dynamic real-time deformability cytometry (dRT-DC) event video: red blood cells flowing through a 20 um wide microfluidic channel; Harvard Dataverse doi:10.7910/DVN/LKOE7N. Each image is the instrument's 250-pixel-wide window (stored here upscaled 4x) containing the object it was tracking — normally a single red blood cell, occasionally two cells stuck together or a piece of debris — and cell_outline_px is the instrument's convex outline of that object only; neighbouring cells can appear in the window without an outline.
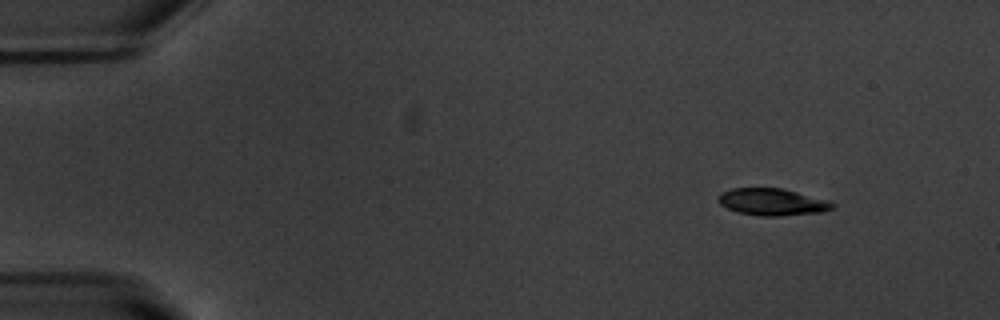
{"species": "common noctule bat (a hibernating species)", "species_latin": "Nyctalus noctula", "temperature_condition": "warm", "stored_images_in_passage": 49, "camera_frame_rate_fps": 3000, "um_per_image_px": 0.085, "animal": {"sex": "male", "body_mass_g": 20.1, "forearm_length_mm": 53.5}, "frame": {"image": 1, "passage_image": 1, "time_ms": 0.0, "image_size_px": [1000, 320], "cell_outline_px": [[836, 204], [832, 208], [820, 212], [780, 216], [760, 216], [736, 212], [720, 204], [720, 192], [732, 188], [784, 188], [828, 200]], "centroid_in_image_um": [65.65, 17.16], "position_along_channel_um": 19.3, "area_um2": 17.92}}
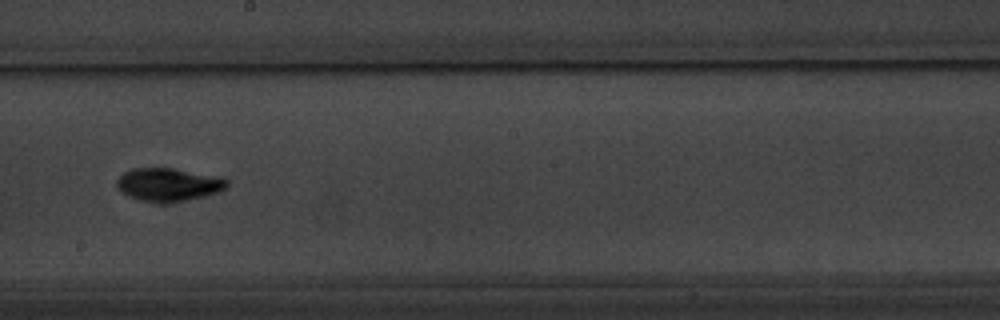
{"frame": {"image": 2, "passage_image": 26, "time_ms": 8.333, "image_size_px": [1000, 320], "cell_outline_px": [[228, 188], [220, 192], [188, 200], [160, 204], [140, 200], [128, 196], [116, 184], [116, 180], [124, 172], [132, 168], [172, 168], [224, 176], [228, 180]], "centroid_in_image_um": [14.39, 15.69], "position_along_channel_um": 233.8, "area_um2": 21.68}}
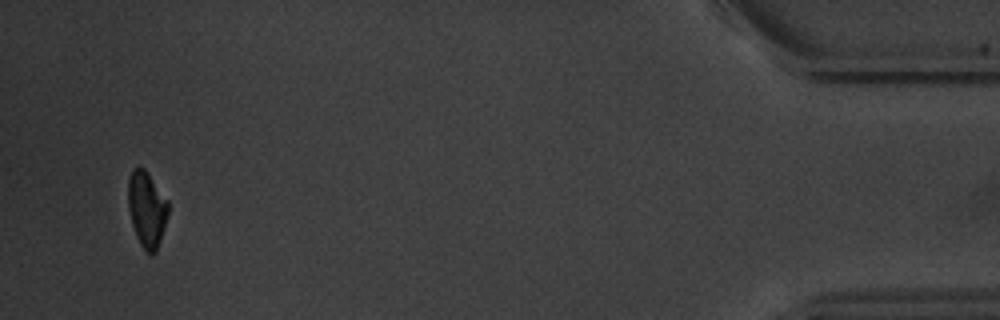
{"frame": {"image": 3, "passage_image": 47, "time_ms": 15.333, "image_size_px": [1000, 320], "cell_outline_px": [[168, 212], [164, 228], [156, 252], [144, 252], [136, 236], [132, 224], [128, 208], [128, 180], [132, 168], [140, 164], [144, 168], [168, 200]], "centroid_in_image_um": [12.46, 17.74], "position_along_channel_um": 422.7, "area_um2": 17.74}, "authors_computed_cell_mechanics": {"area_um2": 18.9006, "velocity_mm_per_s": 3.7767, "shape_relaxation_time_tau1_ms": 2.4362, "shape_relaxation_time_tau2_ms": 3.1095, "deformation_change_tau1": 0.1387, "deformation_change_tau2": 0.079}}